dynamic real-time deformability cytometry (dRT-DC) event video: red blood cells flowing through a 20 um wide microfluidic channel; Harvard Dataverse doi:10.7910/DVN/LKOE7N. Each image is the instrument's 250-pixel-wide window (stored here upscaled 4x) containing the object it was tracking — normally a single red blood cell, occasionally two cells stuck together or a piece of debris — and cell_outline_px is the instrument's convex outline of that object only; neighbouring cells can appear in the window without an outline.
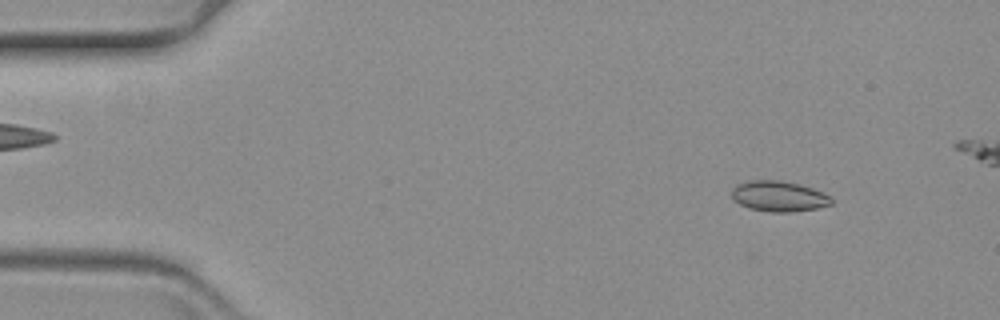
{"species": "common noctule bat (a hibernating species)", "species_latin": "Nyctalus noctula", "temperature_condition": "warm", "stored_images_in_passage": 55, "camera_frame_rate_fps": 3000, "um_per_image_px": 0.085, "animal": {"sex": "female", "body_mass_g": 19.3, "forearm_length_mm": 54.1}, "frame": {"image": 1, "passage_image": 6, "time_ms": 1.667, "image_size_px": [1000, 320], "cell_outline_px": [[832, 204], [816, 208], [792, 212], [768, 212], [748, 208], [740, 204], [732, 196], [732, 188], [736, 184], [748, 180], [780, 180], [800, 184], [824, 192], [832, 196]], "centroid_in_image_um": [66.21, 16.67], "position_along_channel_um": 18.8, "area_um2": 17.92}}
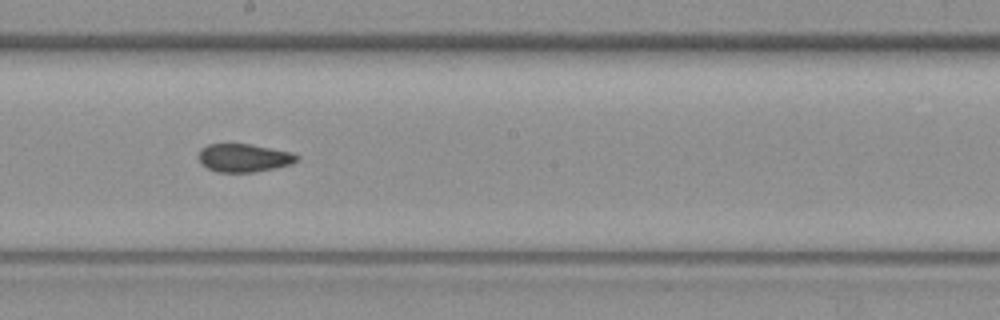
{"frame": {"image": 2, "passage_image": 33, "time_ms": 10.667, "image_size_px": [1000, 320], "cell_outline_px": [[300, 160], [292, 164], [276, 168], [252, 172], [216, 172], [200, 164], [200, 148], [208, 144], [252, 144], [292, 152], [300, 156]], "centroid_in_image_um": [20.78, 13.42], "position_along_channel_um": 227.4, "area_um2": 16.3}}
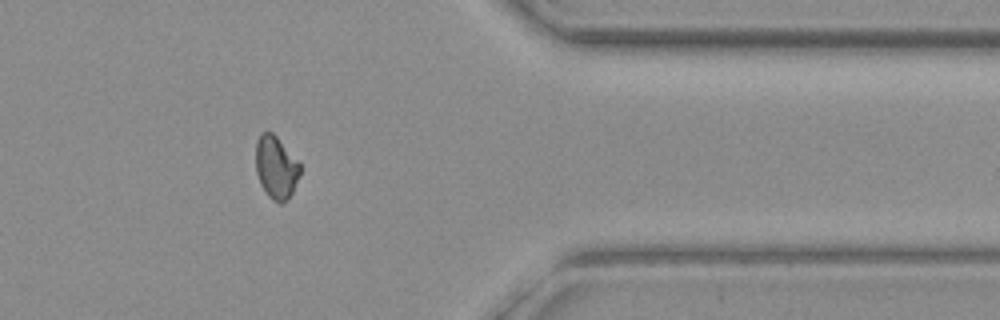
{"frame": {"image": 3, "passage_image": 49, "time_ms": 16.0, "image_size_px": [1000, 320], "cell_outline_px": [[300, 172], [292, 192], [280, 204], [272, 200], [268, 196], [260, 184], [256, 172], [256, 140], [260, 132], [272, 132], [276, 136], [300, 164]], "centroid_in_image_um": [23.43, 14.21], "position_along_channel_um": 388.0, "area_um2": 15.95}}